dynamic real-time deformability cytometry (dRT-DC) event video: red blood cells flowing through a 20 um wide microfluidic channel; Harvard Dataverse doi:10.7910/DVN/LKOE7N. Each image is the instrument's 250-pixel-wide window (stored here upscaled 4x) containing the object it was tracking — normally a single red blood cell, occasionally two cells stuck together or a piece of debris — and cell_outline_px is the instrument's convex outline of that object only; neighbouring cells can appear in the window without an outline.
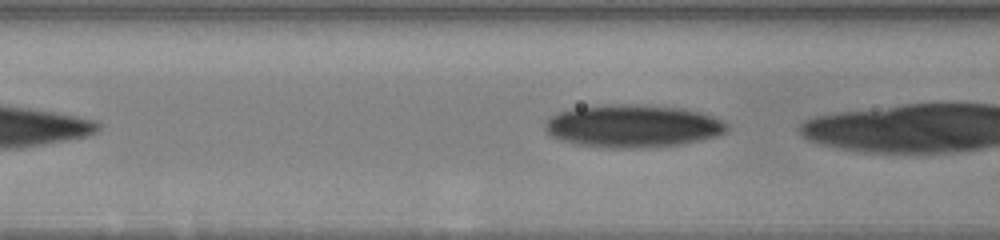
{"species": "human", "species_latin": "Homo sapiens", "temperature_condition": "warm", "stored_images_in_passage": 14, "camera_frame_rate_fps": 3000, "um_per_image_px": 0.085, "donor": {"sex": "male"}, "frame": {"image": 1, "passage_image": 7, "time_ms": 2.333, "image_size_px": [1000, 240], "cell_outline_px": [[728, 132], [716, 136], [700, 140], [680, 144], [644, 148], [608, 148], [580, 144], [564, 140], [552, 136], [544, 128], [544, 124], [556, 112], [572, 108], [604, 104], [640, 104], [684, 108], [700, 112], [724, 120], [728, 124]], "centroid_in_image_um": [53.82, 10.7], "position_along_channel_um": 112.8, "area_um2": 45.55}}